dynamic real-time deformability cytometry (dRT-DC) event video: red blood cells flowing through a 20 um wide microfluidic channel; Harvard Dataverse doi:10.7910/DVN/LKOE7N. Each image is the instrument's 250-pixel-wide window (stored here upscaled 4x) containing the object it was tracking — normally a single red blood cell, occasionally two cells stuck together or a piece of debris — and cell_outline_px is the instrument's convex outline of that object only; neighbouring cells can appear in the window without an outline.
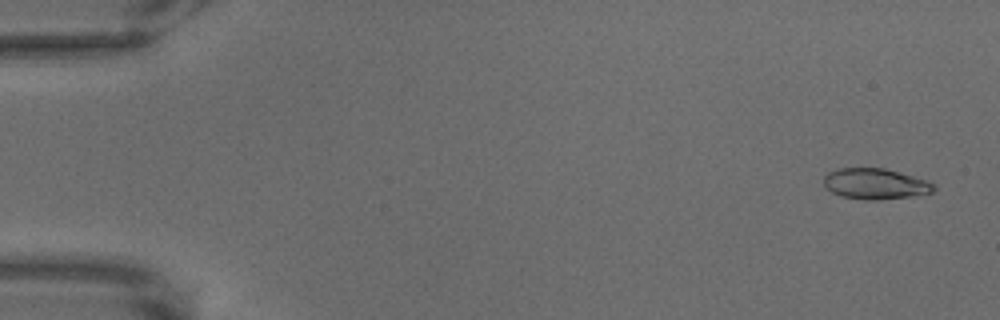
{"species": "common noctule bat (a hibernating species)", "species_latin": "Nyctalus noctula", "temperature_condition": "warm", "stored_images_in_passage": 69, "camera_frame_rate_fps": 3000, "um_per_image_px": 0.085, "animal": {"sex": "male", "body_mass_g": 18.8}, "frame": {"image": 1, "passage_image": 3, "time_ms": 0.667, "image_size_px": [1000, 320], "cell_outline_px": [[936, 188], [932, 192], [908, 196], [876, 200], [864, 200], [840, 196], [832, 192], [824, 184], [824, 176], [828, 172], [840, 168], [884, 168], [928, 180], [936, 184]], "centroid_in_image_um": [74.4, 15.62], "position_along_channel_um": 10.6, "area_um2": 19.65}}
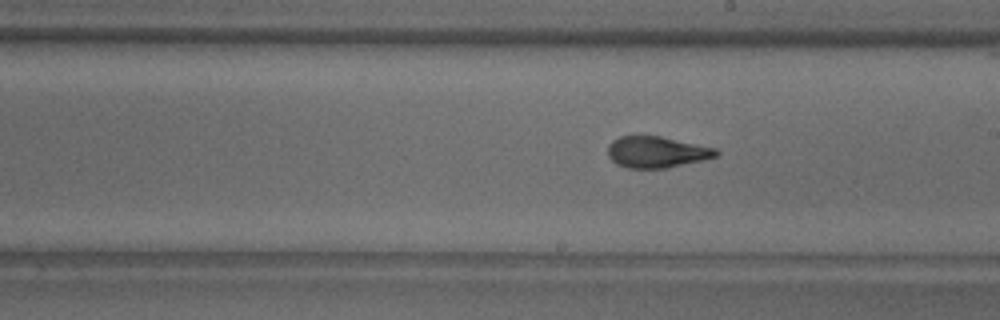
{"frame": {"image": 2, "passage_image": 39, "time_ms": 12.667, "image_size_px": [1000, 320], "cell_outline_px": [[720, 152], [716, 156], [704, 160], [668, 168], [628, 168], [616, 164], [608, 156], [608, 144], [612, 140], [620, 136], [660, 136], [716, 148]], "centroid_in_image_um": [55.81, 12.93], "position_along_channel_um": 233.2, "area_um2": 19.83}}
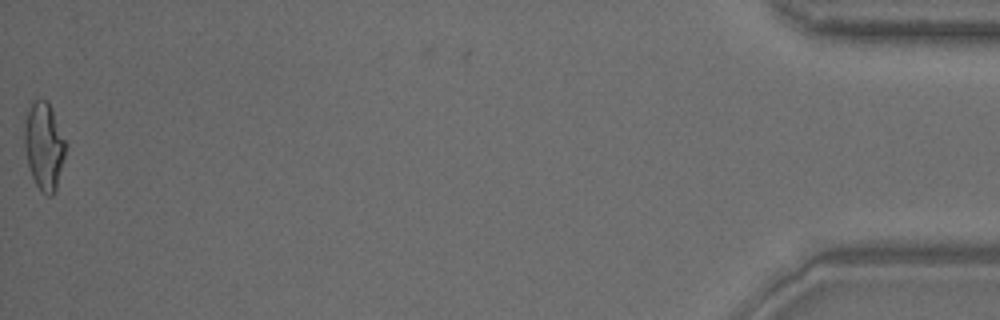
{"frame": {"image": 3, "passage_image": 68, "time_ms": 22.333, "image_size_px": [1000, 320], "cell_outline_px": [[64, 156], [56, 188], [52, 196], [48, 196], [40, 192], [32, 176], [28, 164], [24, 148], [24, 124], [28, 112], [32, 104], [36, 100], [48, 100], [64, 140]], "centroid_in_image_um": [3.71, 12.45], "position_along_channel_um": 431.5, "area_um2": 20.4}}